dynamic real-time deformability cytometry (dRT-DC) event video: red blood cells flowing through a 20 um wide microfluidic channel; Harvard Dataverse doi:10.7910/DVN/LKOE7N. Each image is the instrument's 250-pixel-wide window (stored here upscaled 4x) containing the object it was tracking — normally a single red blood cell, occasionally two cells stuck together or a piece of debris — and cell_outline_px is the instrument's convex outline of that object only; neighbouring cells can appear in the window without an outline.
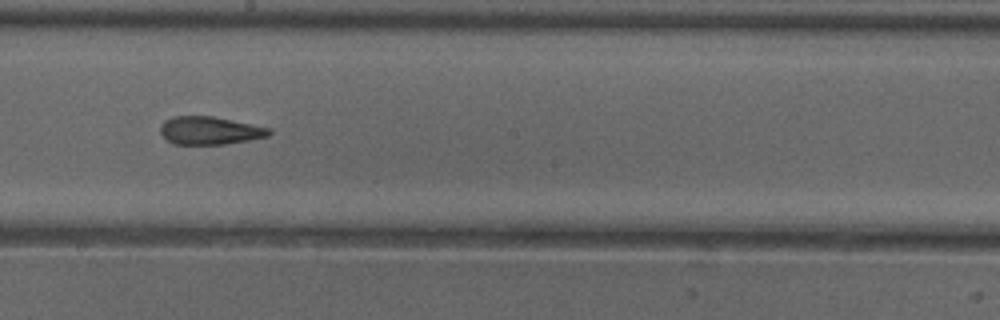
{"species": "common noctule bat (a hibernating species)", "species_latin": "Nyctalus noctula", "temperature_condition": "cold", "stored_images_in_passage": 39, "camera_frame_rate_fps": 3000, "um_per_image_px": 0.085, "animal": {"sex": "female"}, "frame": {"image": 1, "passage_image": 17, "time_ms": 5.333, "image_size_px": [1000, 320], "cell_outline_px": [[272, 132], [268, 136], [248, 140], [224, 144], [172, 144], [160, 132], [160, 124], [164, 120], [172, 116], [212, 116], [272, 128]], "centroid_in_image_um": [17.82, 11.09], "position_along_channel_um": 230.4, "area_um2": 17.74}}
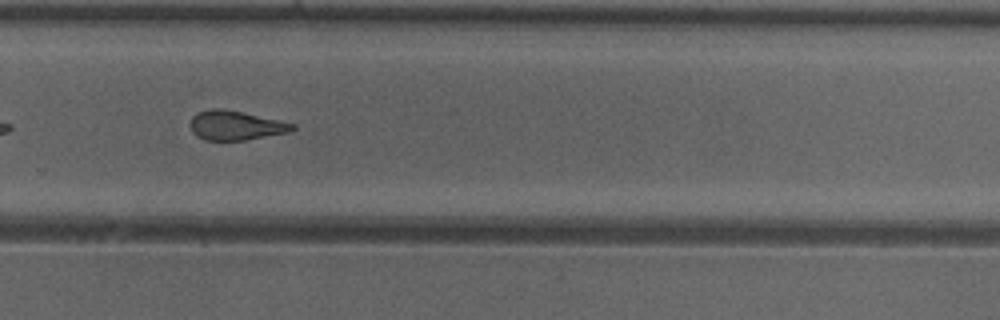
{"frame": {"image": 2, "passage_image": 23, "time_ms": 7.333, "image_size_px": [1000, 320], "cell_outline_px": [[296, 128], [288, 132], [244, 140], [204, 140], [196, 136], [192, 132], [192, 116], [200, 112], [212, 108], [220, 108], [244, 112], [296, 124]], "centroid_in_image_um": [20.04, 10.66], "position_along_channel_um": 309.8, "area_um2": 17.28}, "authors_computed_cell_mechanics": {"area_um2": 18.3804, "velocity_mm_per_s": 3.9942, "shape_relaxation_time_tau1_ms": null, "shape_relaxation_time_tau2_ms": 2.7226, "deformation_change_tau1": null, "deformation_change_tau2": 0.1165}}